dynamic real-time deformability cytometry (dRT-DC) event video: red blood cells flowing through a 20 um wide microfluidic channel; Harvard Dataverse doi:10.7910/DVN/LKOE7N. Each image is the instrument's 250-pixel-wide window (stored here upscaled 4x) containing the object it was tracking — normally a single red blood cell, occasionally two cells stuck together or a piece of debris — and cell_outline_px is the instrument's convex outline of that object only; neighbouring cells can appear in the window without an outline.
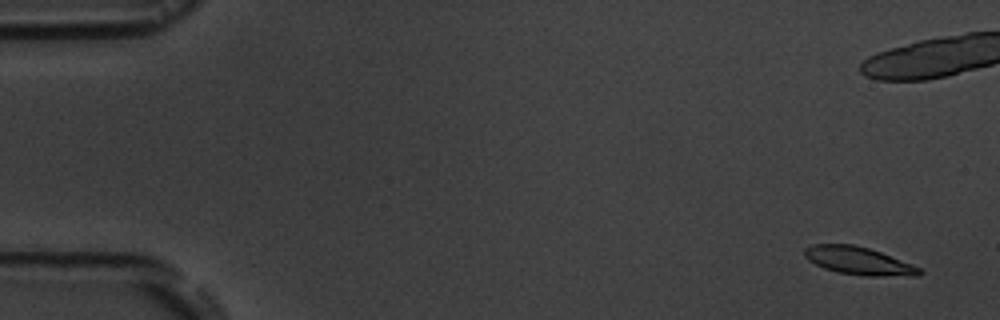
{"species": "common noctule bat (a hibernating species)", "species_latin": "Nyctalus noctula", "temperature_condition": "room temperature", "stored_images_in_passage": 7, "camera_frame_rate_fps": 3000, "um_per_image_px": 0.085, "animal": {"sex": "male", "body_mass_g": 19.5, "forearm_length_mm": 54.6}, "frame": {"image": 1, "passage_image": 1, "time_ms": 0.0, "image_size_px": [1000, 320], "cell_outline_px": [[924, 272], [920, 276], [864, 276], [836, 272], [824, 268], [808, 260], [804, 256], [804, 248], [812, 244], [852, 244], [868, 248], [880, 252], [912, 264], [920, 268]], "centroid_in_image_um": [72.99, 22.18], "position_along_channel_um": 12.0, "area_um2": 18.73}}